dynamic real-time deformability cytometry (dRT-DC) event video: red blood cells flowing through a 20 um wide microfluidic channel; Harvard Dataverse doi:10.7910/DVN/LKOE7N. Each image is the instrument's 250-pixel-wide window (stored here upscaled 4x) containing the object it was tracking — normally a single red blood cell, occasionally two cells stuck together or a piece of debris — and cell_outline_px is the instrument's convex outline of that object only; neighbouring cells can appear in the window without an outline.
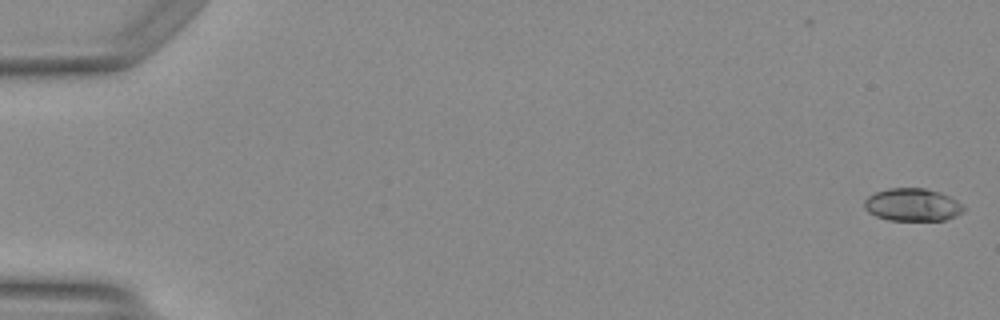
{"species": "Egyptian fruit bat (a non-hibernating species)", "species_latin": "Rousettus aegyptiacus", "temperature_condition": "warm", "stored_images_in_passage": 2, "camera_frame_rate_fps": 3000, "um_per_image_px": 0.085, "animal": {"sex": "female"}, "frame": {"image": 1, "passage_image": 2, "time_ms": 0.333, "image_size_px": [1000, 320], "cell_outline_px": [[964, 212], [956, 216], [944, 220], [888, 220], [876, 216], [868, 212], [864, 208], [864, 200], [868, 196], [876, 192], [888, 188], [924, 188], [940, 192], [956, 200], [964, 208]], "centroid_in_image_um": [77.54, 17.4], "position_along_channel_um": 7.5, "area_um2": 18.9}}